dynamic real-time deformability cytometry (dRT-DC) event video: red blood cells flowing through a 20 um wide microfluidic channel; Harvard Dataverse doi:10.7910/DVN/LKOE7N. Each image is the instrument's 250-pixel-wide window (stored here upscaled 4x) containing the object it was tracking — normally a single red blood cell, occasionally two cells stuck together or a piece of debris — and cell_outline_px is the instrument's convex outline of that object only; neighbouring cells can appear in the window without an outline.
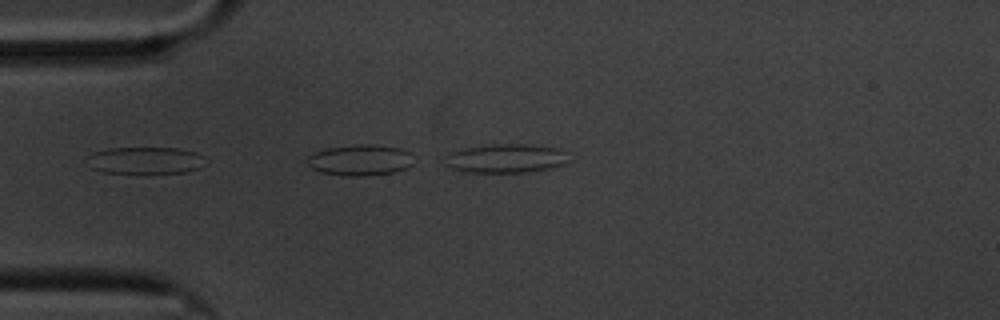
{"species": "common noctule bat (a hibernating species)", "species_latin": "Nyctalus noctula", "temperature_condition": "cold", "stored_images_in_passage": 3, "camera_frame_rate_fps": 3000, "um_per_image_px": 0.085, "animal": {"sex": "male", "body_mass_g": 20.1, "forearm_length_mm": 53.5}, "frame": {"image": 1, "passage_image": 2, "time_ms": 0.333, "image_size_px": [1000, 320], "cell_outline_px": [[208, 164], [200, 168], [184, 172], [144, 176], [136, 176], [104, 172], [92, 168], [88, 156], [92, 152], [108, 148], [176, 148], [196, 152], [204, 156], [208, 160]], "centroid_in_image_um": [12.42, 13.69], "position_along_channel_um": 72.6, "area_um2": 19.71}}